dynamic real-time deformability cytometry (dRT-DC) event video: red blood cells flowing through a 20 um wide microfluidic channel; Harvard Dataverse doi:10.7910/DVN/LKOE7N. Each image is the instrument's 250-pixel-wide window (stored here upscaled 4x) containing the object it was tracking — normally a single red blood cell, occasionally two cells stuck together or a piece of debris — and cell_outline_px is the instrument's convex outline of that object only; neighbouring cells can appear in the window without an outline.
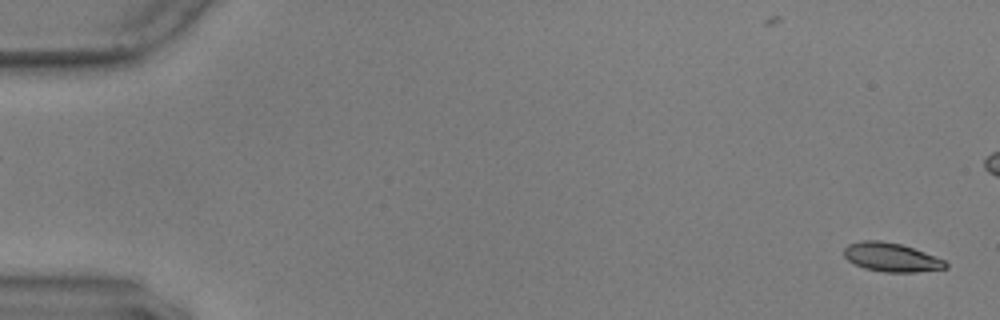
{"species": "common noctule bat (a hibernating species)", "species_latin": "Nyctalus noctula", "temperature_condition": "warm", "stored_images_in_passage": 57, "camera_frame_rate_fps": 3000, "um_per_image_px": 0.085, "animal": {"sex": "male", "body_mass_g": 17.9, "forearm_length_mm": 54.2}, "frame": {"image": 1, "passage_image": 1, "time_ms": 0.0, "image_size_px": [1000, 320], "cell_outline_px": [[948, 268], [916, 272], [884, 272], [864, 268], [848, 260], [844, 256], [844, 248], [848, 244], [860, 240], [880, 240], [900, 244], [924, 252], [944, 260], [948, 264]], "centroid_in_image_um": [75.75, 21.87], "position_along_channel_um": 9.3, "area_um2": 16.99}}
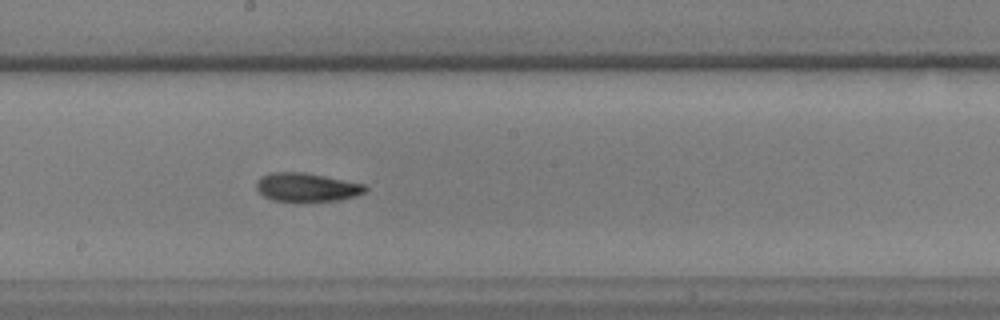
{"frame": {"image": 2, "passage_image": 31, "time_ms": 10.0, "image_size_px": [1000, 320], "cell_outline_px": [[368, 188], [364, 192], [356, 196], [336, 200], [296, 204], [272, 200], [264, 196], [256, 188], [256, 180], [260, 176], [268, 172], [304, 172], [364, 184]], "centroid_in_image_um": [26.01, 15.95], "position_along_channel_um": 222.2, "area_um2": 18.79}}
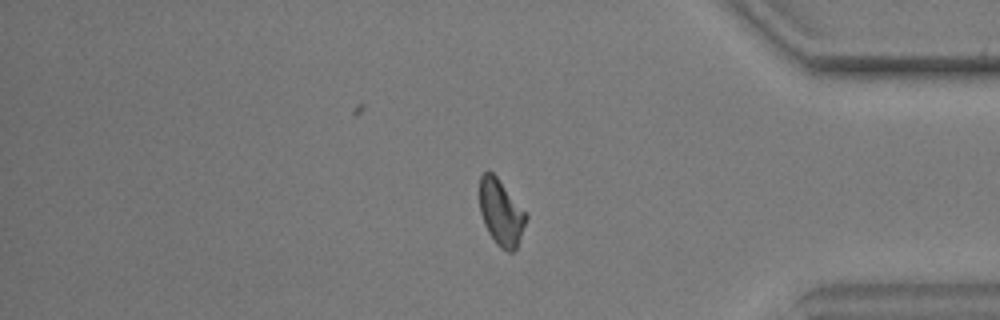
{"frame": {"image": 3, "passage_image": 47, "time_ms": 15.333, "image_size_px": [1000, 320], "cell_outline_px": [[528, 216], [516, 248], [512, 252], [508, 252], [500, 248], [496, 244], [488, 232], [484, 224], [480, 212], [480, 176], [488, 168], [496, 176]], "centroid_in_image_um": [42.56, 18.07], "position_along_channel_um": 392.6, "area_um2": 17.63}, "authors_computed_cell_mechanics": {"area_um2": 18.0914, "velocity_mm_per_s": 3.5827, "shape_relaxation_time_tau1_ms": 3.9444, "shape_relaxation_time_tau2_ms": 4.0055, "deformation_change_tau1": 0.1487, "deformation_change_tau2": 0.0955}}